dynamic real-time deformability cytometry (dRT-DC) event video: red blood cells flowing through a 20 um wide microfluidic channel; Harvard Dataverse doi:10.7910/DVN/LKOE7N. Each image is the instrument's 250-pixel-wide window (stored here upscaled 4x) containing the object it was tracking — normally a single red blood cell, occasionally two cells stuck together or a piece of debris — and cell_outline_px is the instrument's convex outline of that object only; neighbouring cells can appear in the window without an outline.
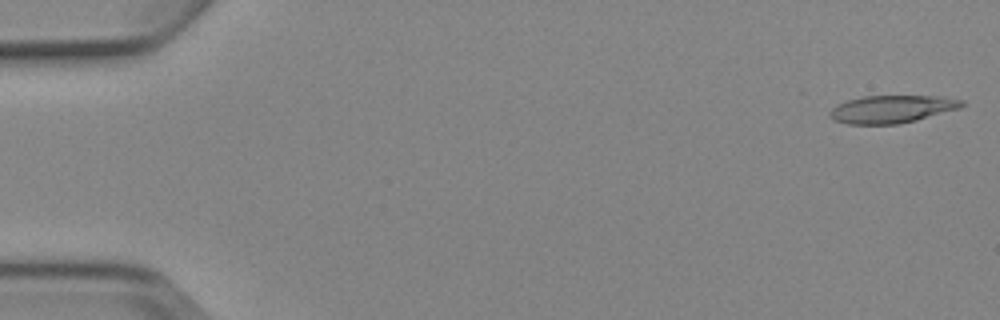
{"species": "Egyptian fruit bat (a non-hibernating species)", "species_latin": "Rousettus aegyptiacus", "temperature_condition": "cold", "stored_images_in_passage": 4, "camera_frame_rate_fps": 3000, "um_per_image_px": 0.085, "animal": {"sex": "female"}, "frame": {"image": 1, "passage_image": 1, "time_ms": 0.0, "image_size_px": [1000, 320], "cell_outline_px": [[964, 104], [960, 108], [916, 120], [896, 124], [848, 124], [832, 120], [828, 116], [828, 112], [836, 104], [848, 100], [864, 96], [944, 96], [964, 100]], "centroid_in_image_um": [75.78, 9.27], "position_along_channel_um": 9.2, "area_um2": 21.39}}
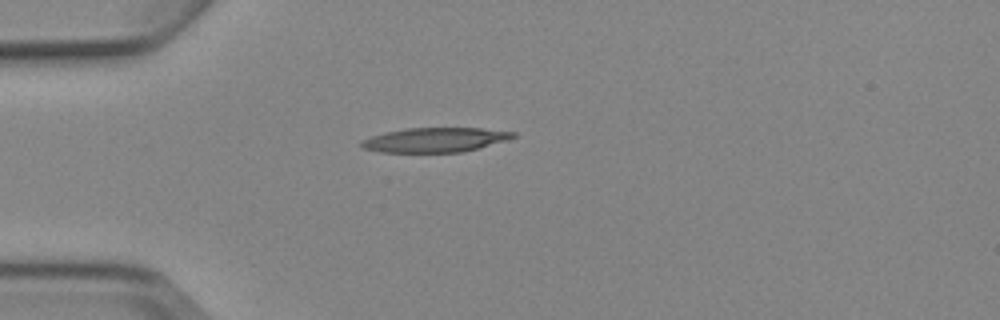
{"frame": {"image": 2, "passage_image": 4, "time_ms": 4.333, "image_size_px": [1000, 320], "cell_outline_px": [[516, 136], [508, 140], [464, 152], [380, 152], [360, 148], [360, 140], [372, 136], [388, 132], [408, 128], [480, 128], [516, 132]], "centroid_in_image_um": [36.98, 11.89], "position_along_channel_um": 48.0, "area_um2": 21.68}}